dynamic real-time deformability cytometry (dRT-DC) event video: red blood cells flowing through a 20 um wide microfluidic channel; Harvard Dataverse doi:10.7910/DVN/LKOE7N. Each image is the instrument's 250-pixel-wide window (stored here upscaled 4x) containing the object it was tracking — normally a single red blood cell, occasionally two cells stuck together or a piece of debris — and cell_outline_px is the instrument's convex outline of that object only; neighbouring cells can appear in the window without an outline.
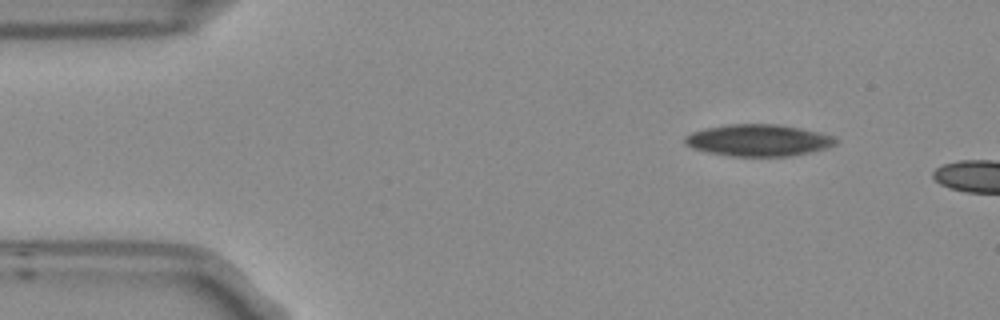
{"species": "Egyptian fruit bat (a non-hibernating species)", "species_latin": "Rousettus aegyptiacus", "temperature_condition": "room temperature", "stored_images_in_passage": 4, "camera_frame_rate_fps": 3000, "um_per_image_px": 0.085, "frame": {"image": 1, "passage_image": 2, "time_ms": 0.333, "image_size_px": [1000, 320], "cell_outline_px": [[836, 144], [828, 148], [788, 156], [732, 156], [708, 152], [692, 148], [684, 144], [684, 136], [692, 132], [704, 128], [724, 124], [780, 124], [820, 132], [836, 136]], "centroid_in_image_um": [64.45, 11.91], "position_along_channel_um": 20.6, "area_um2": 28.09}}